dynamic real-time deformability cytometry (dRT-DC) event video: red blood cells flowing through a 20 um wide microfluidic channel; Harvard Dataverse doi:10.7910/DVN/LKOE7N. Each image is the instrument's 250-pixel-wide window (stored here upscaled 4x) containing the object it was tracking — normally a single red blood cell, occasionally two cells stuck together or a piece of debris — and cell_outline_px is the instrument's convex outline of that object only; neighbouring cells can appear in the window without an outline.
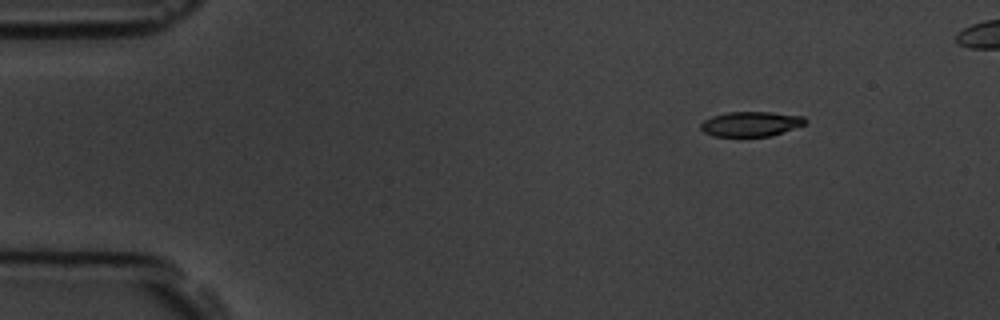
{"species": "common noctule bat (a hibernating species)", "species_latin": "Nyctalus noctula", "temperature_condition": "room temperature", "stored_images_in_passage": 9, "camera_frame_rate_fps": 3000, "um_per_image_px": 0.085, "animal": {"sex": "male", "body_mass_g": 19.5, "forearm_length_mm": 54.6}, "frame": {"image": 1, "passage_image": 1, "time_ms": 0.0, "image_size_px": [1000, 320], "cell_outline_px": [[808, 120], [804, 124], [772, 136], [712, 136], [704, 132], [700, 128], [700, 124], [704, 120], [712, 116], [728, 112], [772, 112], [804, 116]], "centroid_in_image_um": [63.82, 10.53], "position_along_channel_um": 21.2, "area_um2": 15.14}}
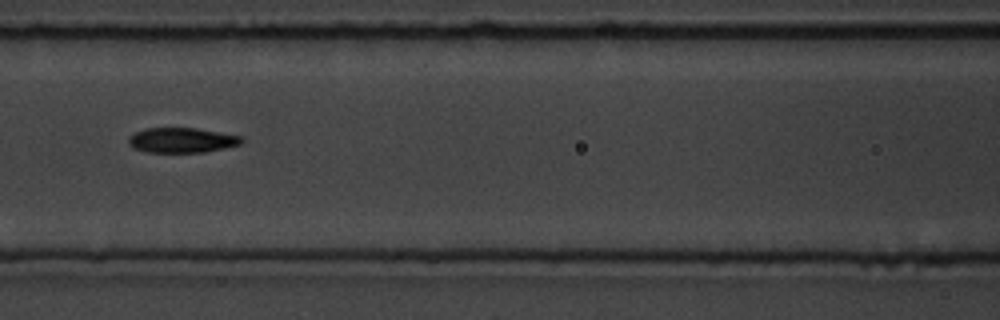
{"frame": {"image": 2, "passage_image": 6, "time_ms": 5.667, "image_size_px": [1000, 320], "cell_outline_px": [[244, 140], [240, 144], [224, 148], [204, 152], [148, 152], [132, 148], [128, 144], [128, 136], [144, 128], [196, 128], [244, 136]], "centroid_in_image_um": [15.45, 11.91], "position_along_channel_um": 151.2, "area_um2": 16.59}}